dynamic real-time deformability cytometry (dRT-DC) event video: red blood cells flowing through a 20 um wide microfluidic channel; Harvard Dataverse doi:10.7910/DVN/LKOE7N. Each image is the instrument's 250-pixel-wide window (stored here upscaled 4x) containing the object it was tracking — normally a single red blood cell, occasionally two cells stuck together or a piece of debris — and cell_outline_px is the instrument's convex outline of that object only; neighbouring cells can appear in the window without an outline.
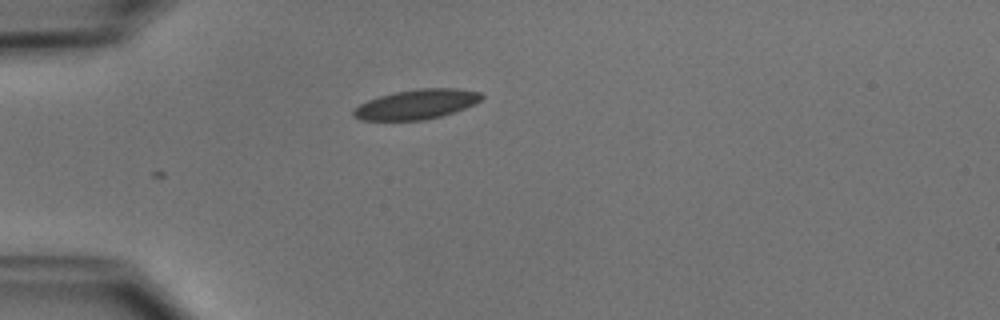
{"species": "common noctule bat (a hibernating species)", "species_latin": "Nyctalus noctula", "temperature_condition": "cold", "stored_images_in_passage": 7, "camera_frame_rate_fps": 3000, "um_per_image_px": 0.085, "animal": {"sex": "male", "body_mass_g": 15.6}, "frame": {"image": 1, "passage_image": 1, "time_ms": 0.0, "image_size_px": [1000, 320], "cell_outline_px": [[484, 96], [480, 100], [464, 108], [440, 116], [424, 120], [360, 120], [352, 116], [352, 108], [368, 100], [392, 92], [420, 88], [456, 88], [480, 92]], "centroid_in_image_um": [35.35, 8.86], "position_along_channel_um": 49.7, "area_um2": 22.14}}